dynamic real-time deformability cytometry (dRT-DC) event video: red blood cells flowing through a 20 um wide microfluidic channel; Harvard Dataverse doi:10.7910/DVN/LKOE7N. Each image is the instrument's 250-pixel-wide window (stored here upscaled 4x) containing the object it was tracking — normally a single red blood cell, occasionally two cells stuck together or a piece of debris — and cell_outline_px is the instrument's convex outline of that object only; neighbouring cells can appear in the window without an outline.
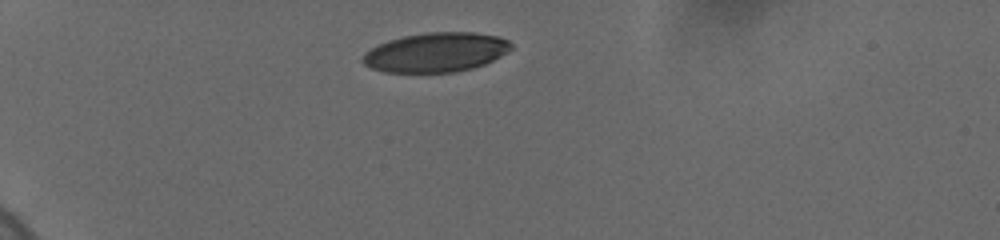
{"species": "human", "species_latin": "Homo sapiens", "temperature_condition": "cold", "stored_images_in_passage": 29, "camera_frame_rate_fps": 3000, "um_per_image_px": 0.085, "donor": {"sex": "female"}, "frame": {"image": 1, "passage_image": 1, "time_ms": 0.0, "image_size_px": [1000, 240], "cell_outline_px": [[512, 48], [508, 52], [484, 64], [472, 68], [452, 72], [384, 72], [372, 68], [364, 64], [360, 60], [372, 48], [388, 40], [404, 36], [428, 32], [476, 32], [500, 36], [508, 40], [512, 44]], "centroid_in_image_um": [37.09, 4.44], "position_along_channel_um": 47.9, "area_um2": 33.93}}
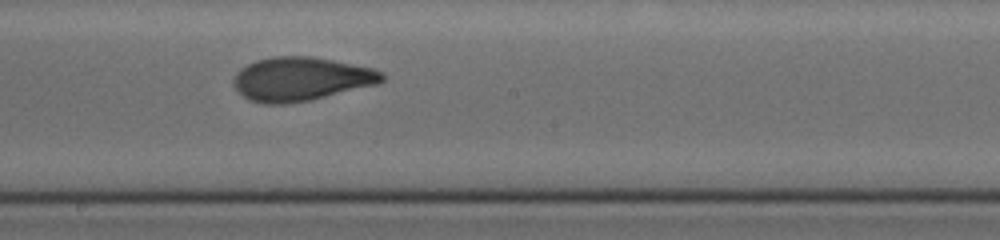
{"frame": {"image": 2, "passage_image": 16, "time_ms": 6.0, "image_size_px": [1000, 240], "cell_outline_px": [[384, 80], [376, 84], [312, 100], [284, 104], [264, 104], [248, 100], [232, 84], [232, 80], [236, 72], [240, 68], [256, 60], [272, 56], [312, 56], [372, 68], [384, 72]], "centroid_in_image_um": [25.55, 6.71], "position_along_channel_um": 222.6, "area_um2": 37.92}}
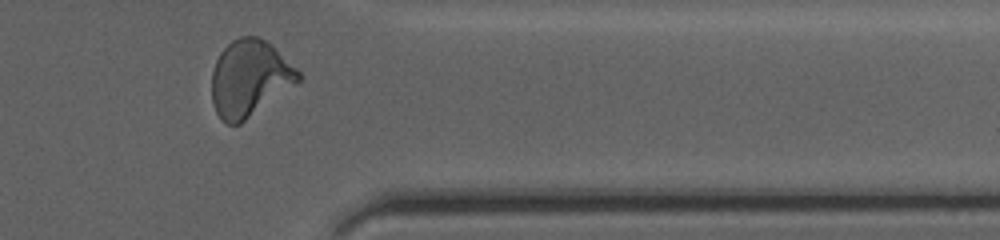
{"frame": {"image": 3, "passage_image": 27, "time_ms": 10.667, "image_size_px": [1000, 240], "cell_outline_px": [[300, 80], [240, 124], [228, 124], [216, 112], [212, 104], [212, 72], [216, 60], [220, 52], [232, 40], [240, 36], [260, 36], [272, 44], [300, 72]], "centroid_in_image_um": [21.2, 6.62], "position_along_channel_um": 390.2, "area_um2": 38.21}, "authors_computed_cell_mechanics": {"area_um2": 37.0498, "velocity_mm_per_s": 3.6736, "shape_relaxation_time_tau1_ms": 3.865, "shape_relaxation_time_tau2_ms": 1.5514, "deformation_change_tau1": 0.1668, "deformation_change_tau2": 0.0763}}